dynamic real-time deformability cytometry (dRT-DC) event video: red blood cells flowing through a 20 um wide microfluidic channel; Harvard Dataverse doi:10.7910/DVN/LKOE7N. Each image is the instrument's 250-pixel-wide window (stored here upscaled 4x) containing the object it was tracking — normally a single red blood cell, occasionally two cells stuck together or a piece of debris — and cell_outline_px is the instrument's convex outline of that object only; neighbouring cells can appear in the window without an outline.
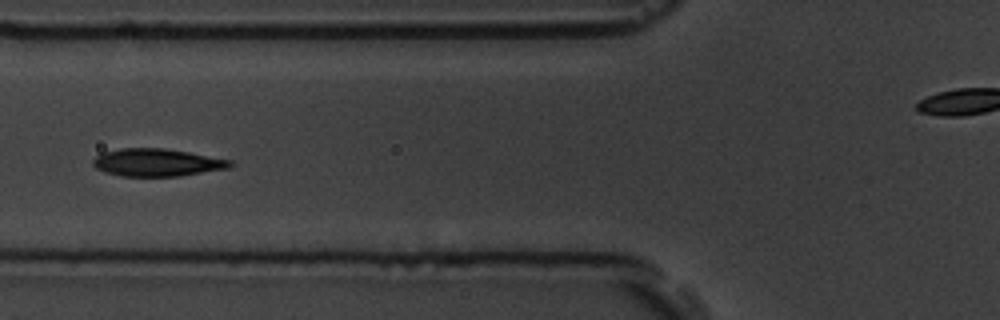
{"species": "common noctule bat (a hibernating species)", "species_latin": "Nyctalus noctula", "temperature_condition": "room temperature", "stored_images_in_passage": 15, "camera_frame_rate_fps": 3000, "um_per_image_px": 0.085, "animal": {"sex": "male", "body_mass_g": 19.5, "forearm_length_mm": 54.6}, "frame": {"image": 1, "passage_image": 5, "time_ms": 5.333, "image_size_px": [1000, 320], "cell_outline_px": [[232, 164], [228, 168], [180, 176], [120, 176], [96, 168], [92, 164], [92, 160], [100, 152], [120, 148], [164, 148], [188, 152], [232, 160]], "centroid_in_image_um": [13.31, 13.8], "position_along_channel_um": 112.5, "area_um2": 22.02}}
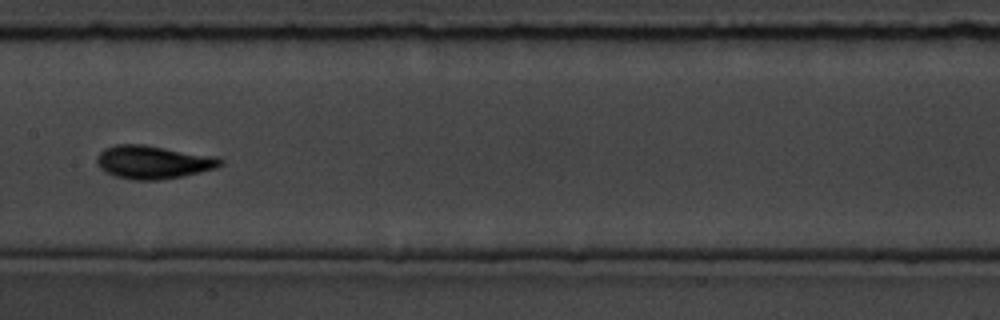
{"frame": {"image": 2, "passage_image": 7, "time_ms": 7.667, "image_size_px": [1000, 320], "cell_outline_px": [[224, 164], [216, 168], [200, 172], [180, 176], [156, 180], [136, 180], [116, 176], [104, 172], [96, 164], [96, 156], [104, 148], [116, 144], [144, 144], [216, 156], [224, 160]], "centroid_in_image_um": [13.0, 13.76], "position_along_channel_um": 194.4, "area_um2": 24.04}}
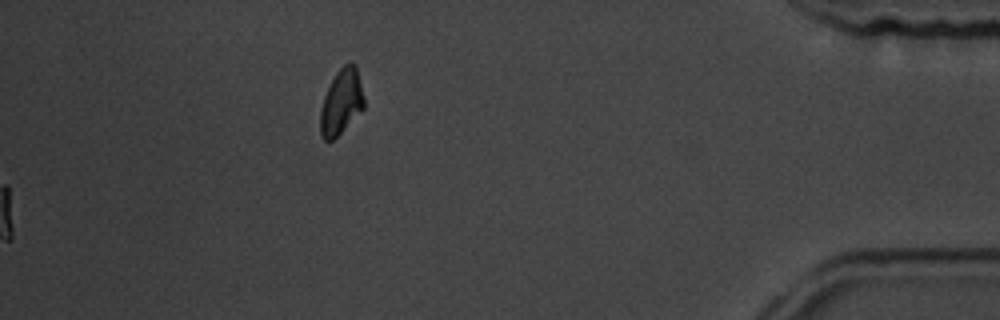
{"frame": {"image": 3, "passage_image": 15, "time_ms": 17.667, "image_size_px": [1000, 320], "cell_outline_px": [[364, 108], [332, 140], [324, 140], [320, 132], [320, 108], [324, 96], [336, 72], [344, 64], [356, 64], [364, 96]], "centroid_in_image_um": [29.01, 8.65], "position_along_channel_um": 406.2, "area_um2": 16.36}, "authors_computed_cell_mechanics": {"area_um2": 20.9814, "velocity_mm_per_s": 3.5223, "shape_relaxation_time_tau1_ms": 2.7796, "shape_relaxation_time_tau2_ms": 1.3015, "deformation_change_tau1": 0.1459, "deformation_change_tau2": 0.0737}}